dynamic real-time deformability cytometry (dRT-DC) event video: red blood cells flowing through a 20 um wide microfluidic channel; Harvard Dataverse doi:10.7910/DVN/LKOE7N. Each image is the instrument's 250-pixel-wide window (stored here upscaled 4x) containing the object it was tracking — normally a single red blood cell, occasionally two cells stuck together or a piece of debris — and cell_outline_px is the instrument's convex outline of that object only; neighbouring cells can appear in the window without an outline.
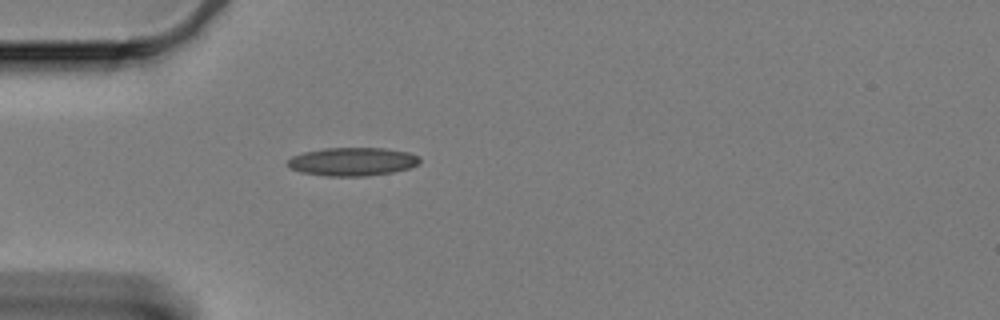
{"species": "Egyptian fruit bat (a non-hibernating species)", "species_latin": "Rousettus aegyptiacus", "temperature_condition": "cold", "stored_images_in_passage": 34, "camera_frame_rate_fps": 3000, "um_per_image_px": 0.085, "animal": {"sex": "female"}, "frame": {"image": 1, "passage_image": 1, "time_ms": 0.0, "image_size_px": [1000, 320], "cell_outline_px": [[420, 164], [408, 168], [392, 172], [368, 176], [328, 176], [300, 172], [288, 168], [288, 160], [292, 156], [304, 152], [324, 148], [384, 148], [408, 152], [420, 156]], "centroid_in_image_um": [29.96, 13.74], "position_along_channel_um": 55.0, "area_um2": 21.91}}
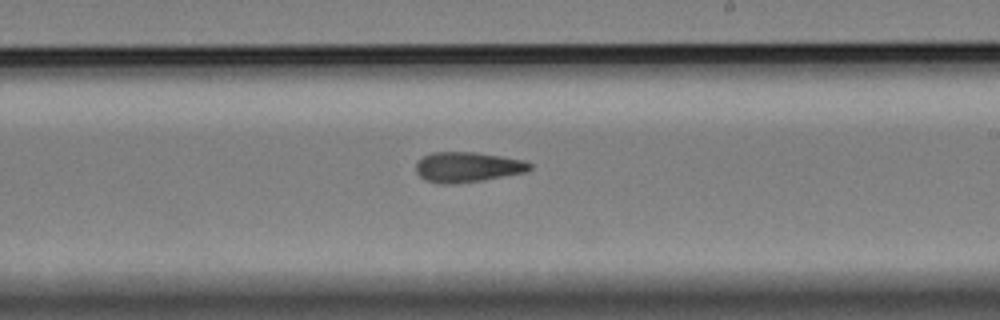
{"frame": {"image": 2, "passage_image": 19, "time_ms": 6.0, "image_size_px": [1000, 320], "cell_outline_px": [[532, 168], [524, 172], [480, 180], [456, 184], [440, 184], [424, 180], [416, 172], [416, 160], [432, 152], [476, 152], [524, 160], [532, 164]], "centroid_in_image_um": [39.69, 14.2], "position_along_channel_um": 249.3, "area_um2": 20.0}}
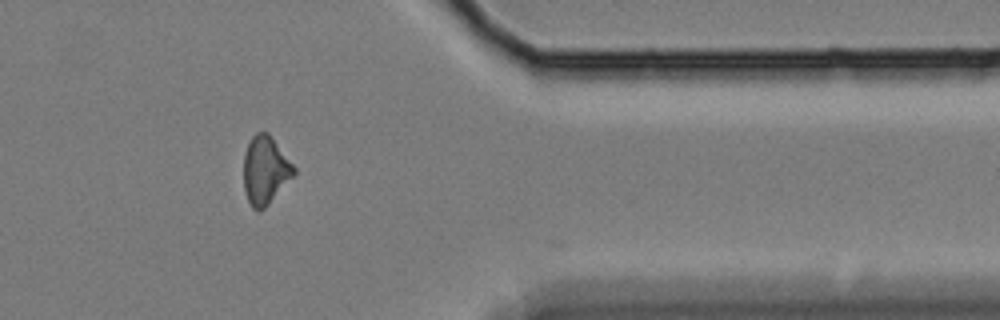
{"frame": {"image": 3, "passage_image": 33, "time_ms": 10.667, "image_size_px": [1000, 320], "cell_outline_px": [[296, 172], [268, 204], [264, 208], [256, 212], [252, 208], [248, 200], [244, 188], [244, 152], [252, 136], [256, 132], [268, 132], [296, 168]], "centroid_in_image_um": [22.53, 14.46], "position_along_channel_um": 388.9, "area_um2": 19.71}, "authors_computed_cell_mechanics": {"area_um2": 19.9699, "velocity_mm_per_s": 3.3328, "shape_relaxation_time_tau1_ms": 8.0362, "shape_relaxation_time_tau2_ms": 5.7454, "deformation_change_tau1": 0.1701, "deformation_change_tau2": 0.1592}}